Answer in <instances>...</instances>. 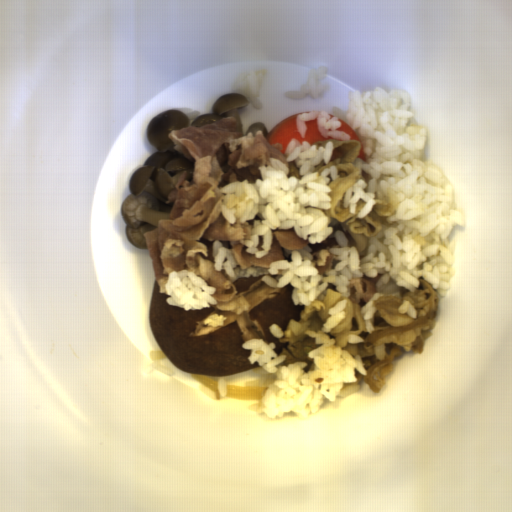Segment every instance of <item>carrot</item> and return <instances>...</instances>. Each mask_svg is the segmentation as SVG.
<instances>
[{
    "label": "carrot",
    "instance_id": "carrot-2",
    "mask_svg": "<svg viewBox=\"0 0 512 512\" xmlns=\"http://www.w3.org/2000/svg\"><path fill=\"white\" fill-rule=\"evenodd\" d=\"M339 120V119H338ZM341 125L339 128L335 129V130H339L343 133H346L349 137V139H352V140H360L358 135L356 134V132L353 130V128L351 127V125L349 123H347L345 120H339Z\"/></svg>",
    "mask_w": 512,
    "mask_h": 512
},
{
    "label": "carrot",
    "instance_id": "carrot-3",
    "mask_svg": "<svg viewBox=\"0 0 512 512\" xmlns=\"http://www.w3.org/2000/svg\"><path fill=\"white\" fill-rule=\"evenodd\" d=\"M358 158H361V159H363L364 161H367V160H368V159H367V156H366V153H365V151H364V149H363V145H361V147H360V151H359Z\"/></svg>",
    "mask_w": 512,
    "mask_h": 512
},
{
    "label": "carrot",
    "instance_id": "carrot-1",
    "mask_svg": "<svg viewBox=\"0 0 512 512\" xmlns=\"http://www.w3.org/2000/svg\"><path fill=\"white\" fill-rule=\"evenodd\" d=\"M298 116L299 113L293 114L289 117L282 119L272 128V130L267 135L266 143L270 145H274L277 143L281 144L282 150L280 152L282 155H285V150L291 139H296L301 144L302 141H307L310 144H313L316 141H326L331 139L324 137L319 132L317 117L313 120H308L304 122L307 129L305 137H303L297 129Z\"/></svg>",
    "mask_w": 512,
    "mask_h": 512
}]
</instances>
